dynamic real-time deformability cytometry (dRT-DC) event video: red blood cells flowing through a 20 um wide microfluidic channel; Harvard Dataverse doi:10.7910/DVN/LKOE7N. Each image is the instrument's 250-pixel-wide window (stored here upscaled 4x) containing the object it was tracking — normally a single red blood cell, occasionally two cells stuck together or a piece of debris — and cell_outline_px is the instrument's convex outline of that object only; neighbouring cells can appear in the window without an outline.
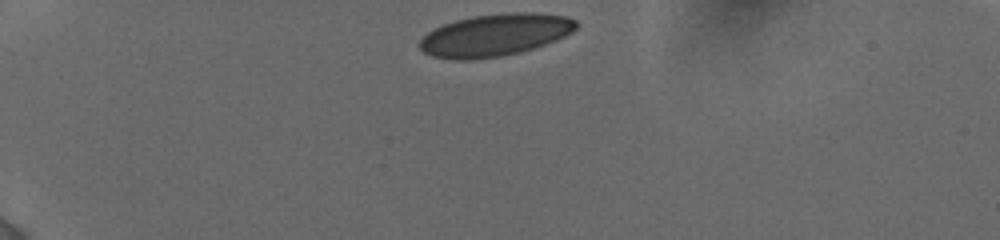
{"species": "human", "species_latin": "Homo sapiens", "temperature_condition": "cold", "stored_images_in_passage": 36, "camera_frame_rate_fps": 3000, "um_per_image_px": 0.085, "donor": {"sex": "female"}, "frame": {"image": 1, "passage_image": 1, "time_ms": 0.0, "image_size_px": [1000, 240], "cell_outline_px": [[580, 24], [572, 32], [556, 40], [520, 52], [500, 56], [468, 60], [456, 60], [432, 56], [424, 52], [420, 48], [420, 40], [432, 28], [456, 20], [472, 16], [516, 12], [536, 12], [564, 16], [576, 20]], "centroid_in_image_um": [42.08, 2.97], "position_along_channel_um": 42.9, "area_um2": 38.38}}
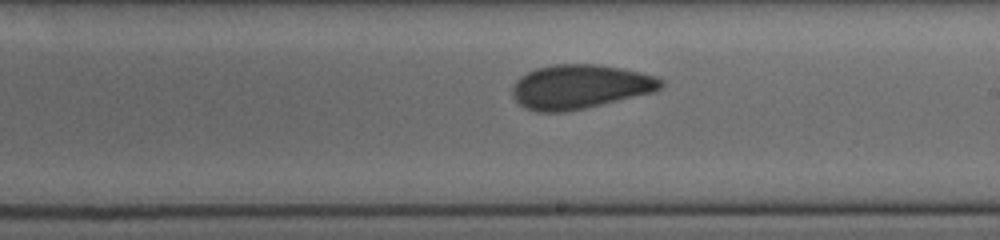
{"frame": {"image": 2, "passage_image": 21, "time_ms": 6.667, "image_size_px": [1000, 240], "cell_outline_px": [[664, 88], [656, 92], [584, 108], [564, 112], [536, 112], [520, 104], [512, 96], [512, 88], [516, 80], [520, 76], [536, 68], [552, 64], [600, 64], [624, 68], [656, 76], [664, 80]], "centroid_in_image_um": [49.34, 7.36], "position_along_channel_um": 239.7, "area_um2": 38.61}}
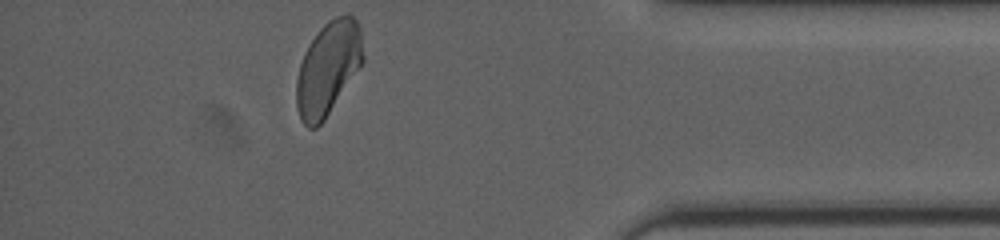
{"frame": {"image": 3, "passage_image": 36, "time_ms": 11.667, "image_size_px": [1000, 240], "cell_outline_px": [[364, 60], [324, 120], [316, 128], [308, 128], [300, 120], [296, 108], [296, 80], [300, 64], [304, 52], [320, 28], [328, 20], [336, 16], [348, 12], [356, 20], [360, 28], [364, 56]], "centroid_in_image_um": [27.87, 5.8], "position_along_channel_um": 407.3, "area_um2": 36.18}, "authors_computed_cell_mechanics": {"area_um2": 38.2636, "velocity_mm_per_s": 3.8553, "shape_relaxation_time_tau1_ms": 6.1018, "shape_relaxation_time_tau2_ms": 1.0525, "deformation_change_tau1": 0.1228, "deformation_change_tau2": 0.0421}}